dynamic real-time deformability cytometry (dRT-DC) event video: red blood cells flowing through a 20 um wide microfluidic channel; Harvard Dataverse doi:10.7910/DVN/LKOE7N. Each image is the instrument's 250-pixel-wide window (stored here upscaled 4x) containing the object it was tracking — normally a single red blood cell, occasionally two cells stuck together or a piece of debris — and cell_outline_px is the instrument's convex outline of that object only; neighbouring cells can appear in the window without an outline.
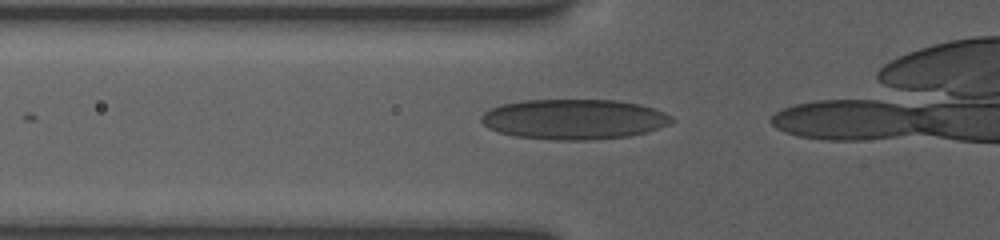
{"species": "human", "species_latin": "Homo sapiens", "temperature_condition": "room temperature", "stored_images_in_passage": 8, "camera_frame_rate_fps": 3000, "um_per_image_px": 0.085, "donor": {"sex": "female"}, "frame": {"image": 1, "passage_image": 3, "time_ms": 0.667, "image_size_px": [1000, 240], "cell_outline_px": [[676, 120], [668, 124], [644, 132], [628, 136], [588, 140], [556, 140], [512, 136], [488, 128], [480, 120], [480, 116], [484, 112], [500, 104], [524, 100], [616, 100], [640, 104], [664, 112], [672, 116]], "centroid_in_image_um": [48.75, 10.13], "position_along_channel_um": 77.0, "area_um2": 44.56}}
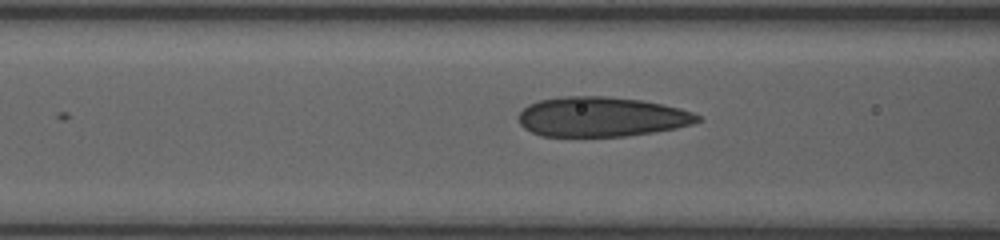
{"frame": {"image": 2, "passage_image": 6, "time_ms": 1.667, "image_size_px": [1000, 240], "cell_outline_px": [[704, 120], [692, 124], [676, 128], [652, 132], [624, 136], [540, 136], [524, 128], [520, 124], [516, 116], [528, 104], [540, 100], [560, 96], [604, 96], [640, 100], [680, 108], [692, 112], [700, 116]], "centroid_in_image_um": [51.1, 9.93], "position_along_channel_um": 115.5, "area_um2": 41.56}}